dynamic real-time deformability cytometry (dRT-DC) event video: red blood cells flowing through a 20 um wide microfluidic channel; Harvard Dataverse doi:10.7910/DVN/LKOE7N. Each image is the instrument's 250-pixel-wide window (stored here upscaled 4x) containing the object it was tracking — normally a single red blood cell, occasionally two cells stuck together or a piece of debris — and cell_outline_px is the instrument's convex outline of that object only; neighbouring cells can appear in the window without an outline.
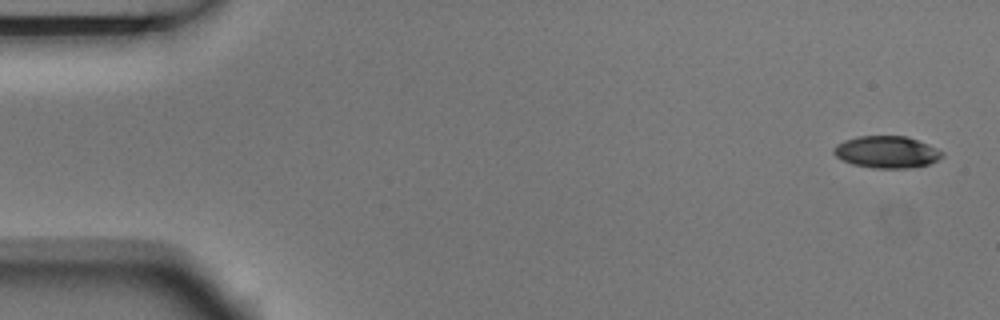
{"species": "Egyptian fruit bat (a non-hibernating species)", "species_latin": "Rousettus aegyptiacus", "temperature_condition": "room temperature", "stored_images_in_passage": 5, "camera_frame_rate_fps": 3000, "um_per_image_px": 0.085, "animal": {"sex": "male"}, "frame": {"image": 1, "passage_image": 1, "time_ms": 0.0, "image_size_px": [1000, 320], "cell_outline_px": [[944, 156], [928, 164], [908, 168], [872, 168], [852, 164], [836, 156], [832, 152], [832, 148], [836, 144], [844, 140], [856, 136], [908, 136], [928, 144], [944, 152]], "centroid_in_image_um": [75.35, 12.91], "position_along_channel_um": 9.6, "area_um2": 20.29}}
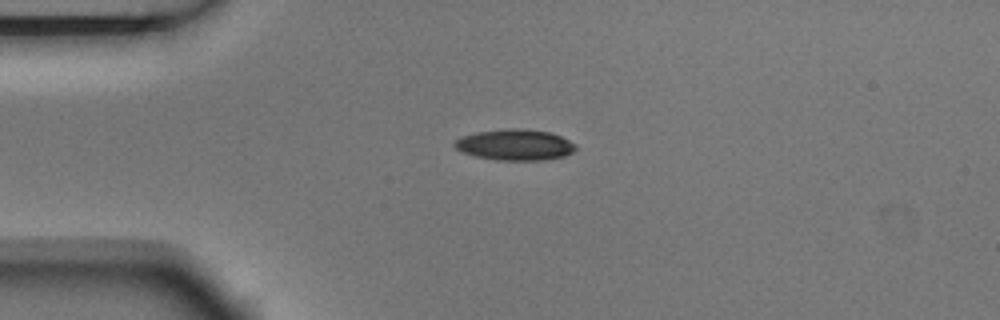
{"frame": {"image": 2, "passage_image": 4, "time_ms": 1.0, "image_size_px": [1000, 320], "cell_outline_px": [[576, 148], [572, 152], [564, 156], [544, 160], [496, 160], [476, 156], [460, 152], [452, 144], [460, 136], [476, 132], [508, 128], [524, 128], [548, 132], [560, 136], [576, 144]], "centroid_in_image_um": [43.74, 12.3], "position_along_channel_um": 41.3, "area_um2": 21.96}}